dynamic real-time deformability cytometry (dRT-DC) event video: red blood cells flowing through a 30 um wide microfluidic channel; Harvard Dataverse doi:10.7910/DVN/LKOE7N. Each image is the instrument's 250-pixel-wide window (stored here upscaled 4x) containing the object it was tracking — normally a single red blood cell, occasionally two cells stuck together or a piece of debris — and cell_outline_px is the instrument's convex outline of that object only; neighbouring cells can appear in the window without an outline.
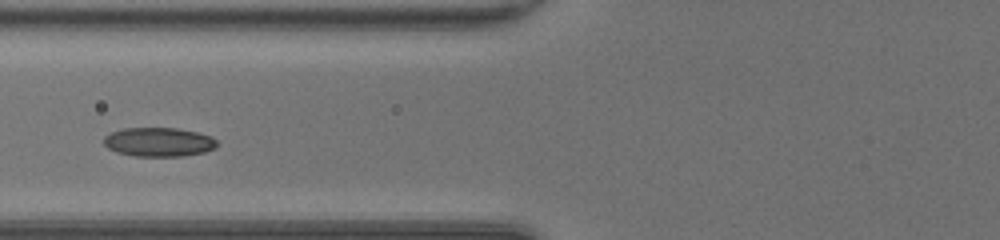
{"species": "common noctule bat (a hibernating species)", "species_latin": "Nyctalus noctula", "temperature_condition": "room temperature", "stored_images_in_passage": 39, "segment_of_instrument_passage": [2, 2], "camera_frame_rate_fps": 3000, "um_per_image_px": 0.085, "animal": {"sex": "female", "body_mass_g": 20.0, "forearm_length_mm": 54.0}, "frame": {"image": 1, "passage_image": 11, "time_ms": 3.333, "image_size_px": [1000, 240], "cell_outline_px": [[216, 148], [204, 152], [184, 156], [136, 156], [116, 152], [108, 148], [104, 144], [104, 136], [112, 132], [124, 128], [176, 128], [196, 132], [212, 136], [216, 140]], "centroid_in_image_um": [13.5, 12.07], "position_along_channel_um": 112.3, "area_um2": 19.13}}
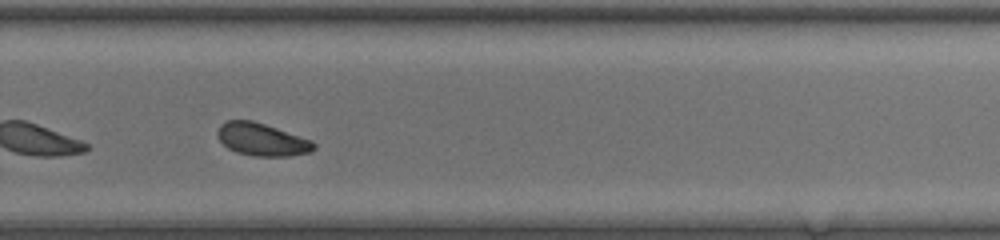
{"frame": {"image": 2, "passage_image": 25, "time_ms": 8.0, "image_size_px": [1000, 240], "cell_outline_px": [[316, 148], [312, 152], [292, 156], [252, 156], [236, 152], [228, 148], [220, 140], [216, 132], [220, 124], [224, 120], [252, 120], [312, 140], [316, 144]], "centroid_in_image_um": [22.27, 11.86], "position_along_channel_um": 307.5, "area_um2": 18.44}}
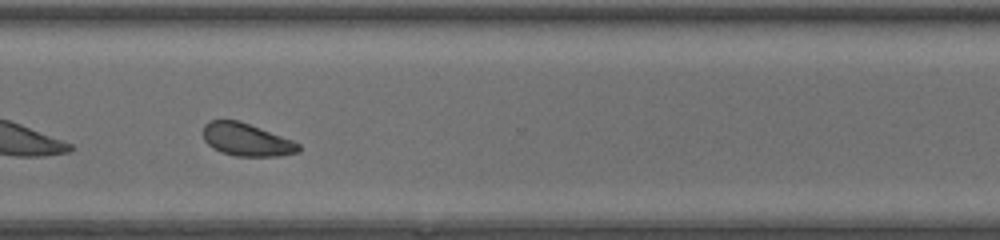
{"frame": {"image": 3, "passage_image": 28, "time_ms": 9.0, "image_size_px": [1000, 240], "cell_outline_px": [[300, 152], [280, 156], [236, 156], [220, 152], [212, 148], [204, 140], [204, 124], [208, 120], [240, 120], [292, 140], [300, 144]], "centroid_in_image_um": [20.95, 11.87], "position_along_channel_um": 349.6, "area_um2": 18.32}}